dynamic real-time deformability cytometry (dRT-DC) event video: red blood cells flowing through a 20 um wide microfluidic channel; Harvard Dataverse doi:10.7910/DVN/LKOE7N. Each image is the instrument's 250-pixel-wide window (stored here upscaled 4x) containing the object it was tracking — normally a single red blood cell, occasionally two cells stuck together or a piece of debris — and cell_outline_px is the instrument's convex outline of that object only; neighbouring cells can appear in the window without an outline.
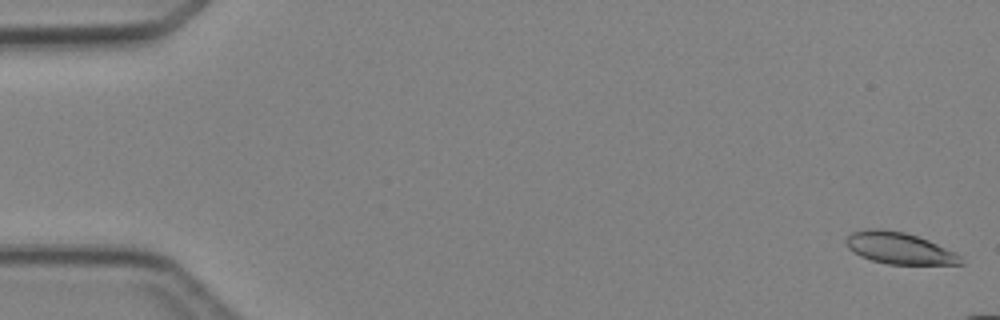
{"species": "Egyptian fruit bat (a non-hibernating species)", "species_latin": "Rousettus aegyptiacus", "temperature_condition": "cold", "stored_images_in_passage": 4, "camera_frame_rate_fps": 3000, "um_per_image_px": 0.085, "animal": {"sex": "female"}, "frame": {"image": 1, "passage_image": 1, "time_ms": 0.0, "image_size_px": [1000, 320], "cell_outline_px": [[964, 264], [888, 264], [872, 260], [860, 256], [848, 248], [844, 240], [852, 232], [868, 228], [880, 228], [904, 232], [928, 240], [956, 252], [964, 260]], "centroid_in_image_um": [76.43, 21.09], "position_along_channel_um": 8.6, "area_um2": 21.15}}